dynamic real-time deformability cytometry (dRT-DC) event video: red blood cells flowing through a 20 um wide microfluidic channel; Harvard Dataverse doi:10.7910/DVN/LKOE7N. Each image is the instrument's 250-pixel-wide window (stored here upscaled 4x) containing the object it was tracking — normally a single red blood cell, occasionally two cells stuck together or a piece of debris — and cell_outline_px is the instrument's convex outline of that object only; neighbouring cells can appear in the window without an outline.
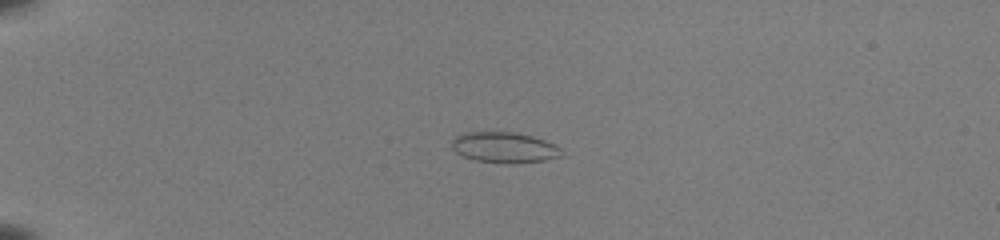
{"species": "common noctule bat (a hibernating species)", "species_latin": "Nyctalus noctula", "temperature_condition": "room temperature", "stored_images_in_passage": 53, "camera_frame_rate_fps": 3000, "um_per_image_px": 0.085, "animal": {"sex": "female", "body_mass_g": 22.0, "forearm_length_mm": 56.7}, "frame": {"image": 1, "passage_image": 15, "time_ms": 4.667, "image_size_px": [1000, 240], "cell_outline_px": [[564, 156], [544, 160], [516, 164], [508, 164], [476, 160], [464, 156], [456, 152], [452, 148], [452, 140], [456, 136], [464, 132], [516, 132], [532, 136], [556, 144], [560, 148]], "centroid_in_image_um": [42.9, 12.54], "position_along_channel_um": 42.1, "area_um2": 19.77}}
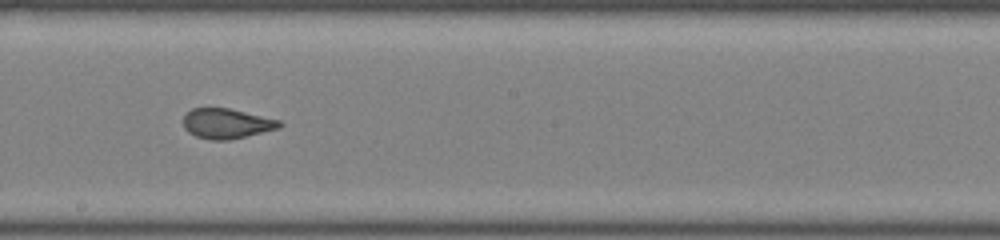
{"frame": {"image": 2, "passage_image": 33, "time_ms": 10.667, "image_size_px": [1000, 240], "cell_outline_px": [[284, 124], [280, 128], [228, 140], [208, 140], [196, 136], [188, 132], [184, 128], [184, 116], [192, 108], [228, 108], [280, 120]], "centroid_in_image_um": [19.27, 10.5], "position_along_channel_um": 228.9, "area_um2": 16.76}}
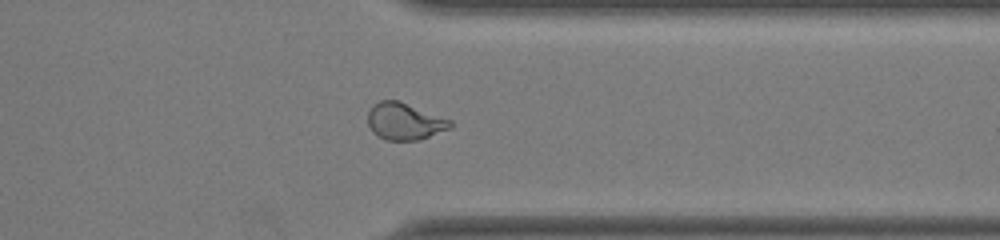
{"frame": {"image": 3, "passage_image": 44, "time_ms": 14.333, "image_size_px": [1000, 240], "cell_outline_px": [[452, 128], [420, 140], [388, 140], [372, 132], [368, 124], [368, 112], [372, 104], [380, 100], [396, 100], [452, 120]], "centroid_in_image_um": [34.39, 10.32], "position_along_channel_um": 377.0, "area_um2": 17.69}}